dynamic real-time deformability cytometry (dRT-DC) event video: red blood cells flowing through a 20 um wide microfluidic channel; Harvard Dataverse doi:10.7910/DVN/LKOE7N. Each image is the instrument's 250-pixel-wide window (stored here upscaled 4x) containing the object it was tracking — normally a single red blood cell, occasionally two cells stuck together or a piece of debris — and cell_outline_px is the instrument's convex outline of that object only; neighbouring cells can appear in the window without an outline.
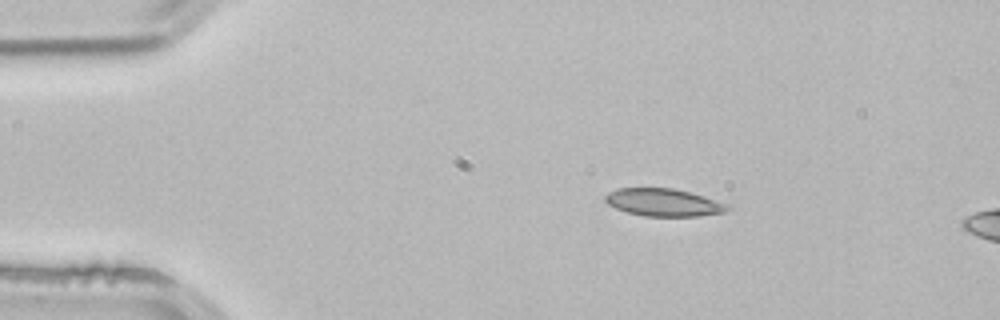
{"species": "common noctule bat (a hibernating species)", "species_latin": "Nyctalus noctula", "temperature_condition": "room temperature", "stored_images_in_passage": 3, "segment_of_instrument_passage": [1, 2], "camera_frame_rate_fps": 3000, "um_per_image_px": 0.085, "animal": {"sex": "male", "body_mass_g": 21.5, "forearm_length_mm": 52.0}, "frame": {"image": 1, "passage_image": 1, "time_ms": 0.0, "image_size_px": [1000, 320], "cell_outline_px": [[732, 208], [724, 212], [700, 216], [644, 216], [628, 212], [616, 208], [608, 204], [604, 200], [604, 196], [608, 192], [616, 188], [672, 188], [704, 196], [728, 204]], "centroid_in_image_um": [56.4, 17.2], "position_along_channel_um": 28.6, "area_um2": 19.65}}